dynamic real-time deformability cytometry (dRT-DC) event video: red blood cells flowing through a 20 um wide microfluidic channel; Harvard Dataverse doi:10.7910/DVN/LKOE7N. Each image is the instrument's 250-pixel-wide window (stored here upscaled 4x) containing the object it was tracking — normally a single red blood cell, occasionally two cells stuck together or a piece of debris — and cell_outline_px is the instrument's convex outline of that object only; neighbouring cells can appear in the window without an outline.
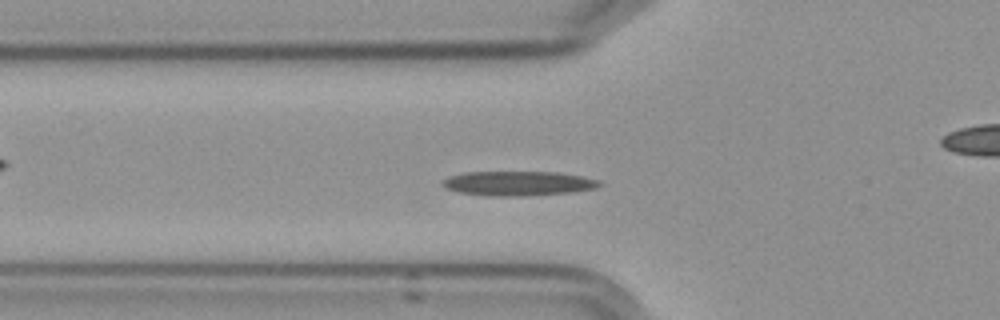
{"species": "Egyptian fruit bat (a non-hibernating species)", "species_latin": "Rousettus aegyptiacus", "temperature_condition": "cold", "stored_images_in_passage": 54, "camera_frame_rate_fps": 3000, "um_per_image_px": 0.085, "frame": {"image": 1, "passage_image": 16, "time_ms": 5.0, "image_size_px": [1000, 320], "cell_outline_px": [[604, 184], [596, 188], [572, 192], [528, 196], [488, 196], [456, 192], [440, 184], [448, 176], [464, 172], [556, 172], [580, 176], [600, 180]], "centroid_in_image_um": [44.04, 15.59], "position_along_channel_um": 81.8, "area_um2": 22.6}}
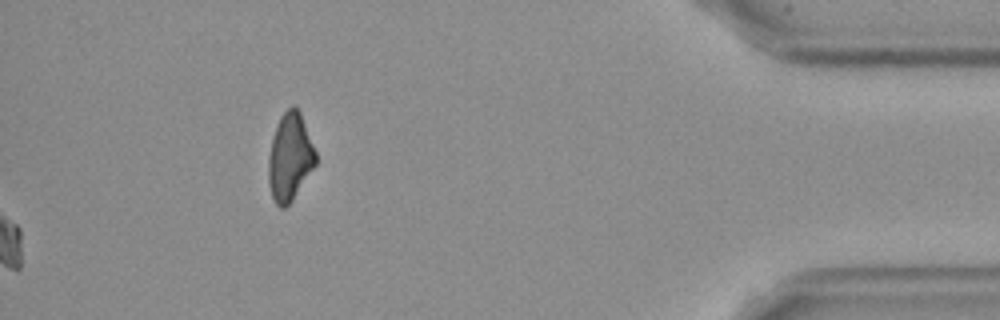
{"frame": {"image": 2, "passage_image": 54, "time_ms": 17.667, "image_size_px": [1000, 320], "cell_outline_px": [[316, 164], [292, 200], [284, 208], [280, 208], [276, 204], [272, 196], [268, 184], [268, 156], [272, 136], [276, 124], [280, 116], [292, 104], [300, 112], [316, 152]], "centroid_in_image_um": [24.62, 13.35], "position_along_channel_um": 410.6, "area_um2": 24.1}, "authors_computed_cell_mechanics": {"area_um2": 21.0103, "velocity_mm_per_s": 3.5642, "shape_relaxation_time_tau1_ms": null, "shape_relaxation_time_tau2_ms": 3.429, "deformation_change_tau1": null, "deformation_change_tau2": 0.0781}}